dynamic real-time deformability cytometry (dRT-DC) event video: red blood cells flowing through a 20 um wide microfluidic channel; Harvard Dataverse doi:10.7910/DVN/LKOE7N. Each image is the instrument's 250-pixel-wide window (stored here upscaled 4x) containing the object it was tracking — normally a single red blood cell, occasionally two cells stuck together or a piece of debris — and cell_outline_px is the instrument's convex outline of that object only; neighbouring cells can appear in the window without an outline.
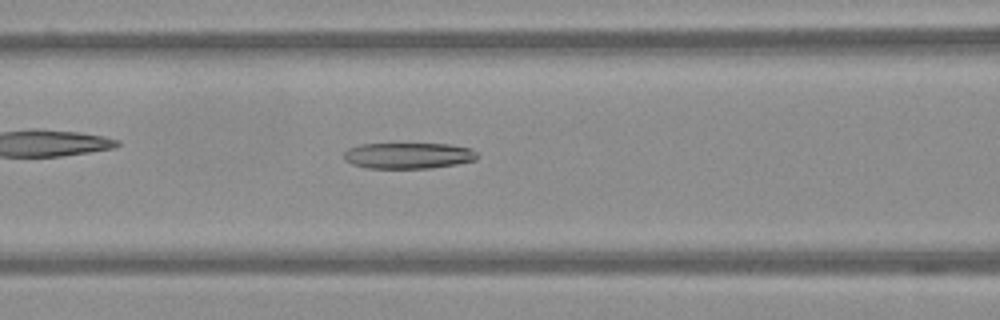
{"species": "Egyptian fruit bat (a non-hibernating species)", "species_latin": "Rousettus aegyptiacus", "temperature_condition": "warm", "stored_images_in_passage": 57, "camera_frame_rate_fps": 3000, "um_per_image_px": 0.085, "frame": {"image": 1, "passage_image": 24, "time_ms": 7.667, "image_size_px": [1000, 320], "cell_outline_px": [[480, 156], [476, 160], [456, 164], [432, 168], [368, 168], [352, 164], [344, 160], [344, 152], [348, 148], [360, 144], [452, 144], [468, 148], [476, 152]], "centroid_in_image_um": [34.71, 13.23], "position_along_channel_um": 131.9, "area_um2": 20.29}}
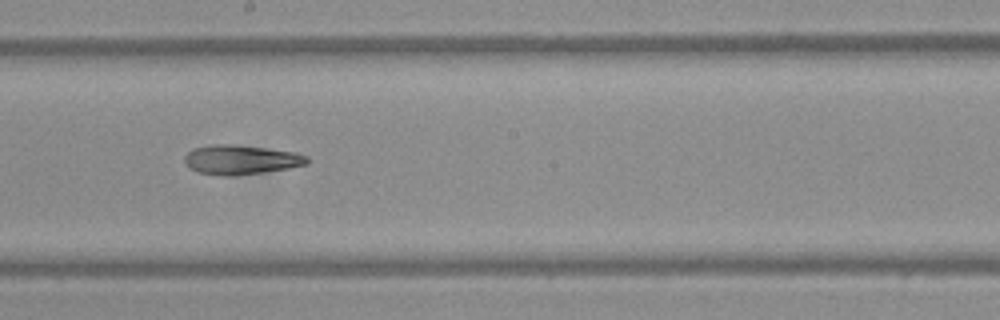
{"frame": {"image": 2, "passage_image": 32, "time_ms": 10.333, "image_size_px": [1000, 320], "cell_outline_px": [[308, 164], [288, 168], [236, 176], [220, 176], [196, 172], [184, 160], [184, 156], [192, 148], [208, 144], [232, 144], [296, 152], [308, 156]], "centroid_in_image_um": [20.46, 13.57], "position_along_channel_um": 227.7, "area_um2": 21.1}}
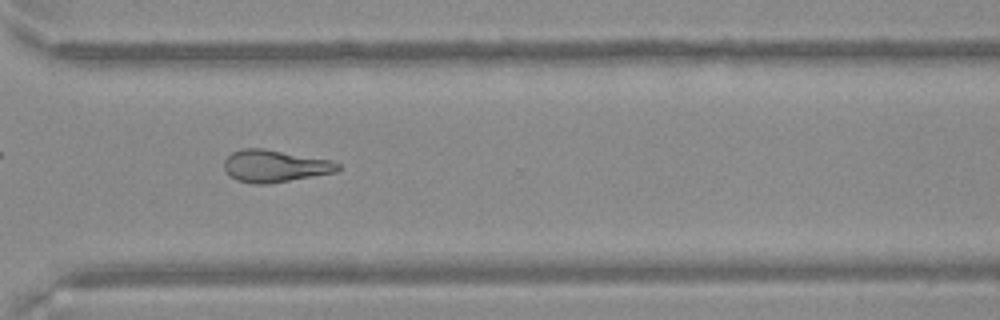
{"frame": {"image": 3, "passage_image": 42, "time_ms": 13.667, "image_size_px": [1000, 320], "cell_outline_px": [[340, 168], [336, 172], [268, 184], [256, 184], [236, 180], [228, 176], [224, 172], [224, 160], [232, 152], [244, 148], [264, 148], [332, 160], [340, 164]], "centroid_in_image_um": [23.33, 14.11], "position_along_channel_um": 347.3, "area_um2": 21.5}}